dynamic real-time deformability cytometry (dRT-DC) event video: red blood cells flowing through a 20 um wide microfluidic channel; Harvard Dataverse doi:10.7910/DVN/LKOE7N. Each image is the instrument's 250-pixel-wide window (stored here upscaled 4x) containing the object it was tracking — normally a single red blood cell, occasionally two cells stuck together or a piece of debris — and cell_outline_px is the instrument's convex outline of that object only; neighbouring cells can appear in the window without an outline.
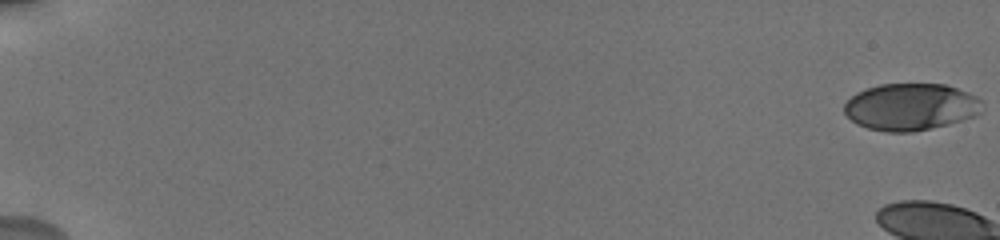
{"species": "human", "species_latin": "Homo sapiens", "temperature_condition": "cold", "stored_images_in_passage": 8, "camera_frame_rate_fps": 3000, "um_per_image_px": 0.085, "donor": {"sex": "male"}, "frame": {"image": 1, "passage_image": 1, "time_ms": 0.0, "image_size_px": [1000, 240], "cell_outline_px": [[980, 112], [976, 116], [948, 124], [912, 132], [884, 132], [868, 128], [856, 124], [844, 112], [844, 104], [856, 92], [864, 88], [880, 84], [944, 84], [968, 92], [976, 96], [980, 100]], "centroid_in_image_um": [77.38, 9.08], "position_along_channel_um": 7.6, "area_um2": 37.74}}